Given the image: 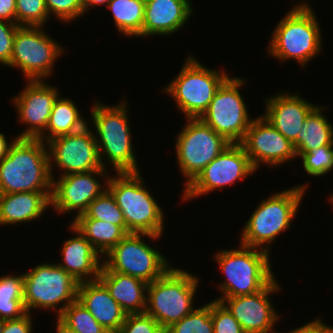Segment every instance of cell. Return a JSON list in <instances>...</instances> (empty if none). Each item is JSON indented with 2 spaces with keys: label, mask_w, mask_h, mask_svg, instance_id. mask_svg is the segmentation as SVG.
<instances>
[{
  "label": "cell",
  "mask_w": 333,
  "mask_h": 333,
  "mask_svg": "<svg viewBox=\"0 0 333 333\" xmlns=\"http://www.w3.org/2000/svg\"><path fill=\"white\" fill-rule=\"evenodd\" d=\"M0 19L16 23V0H0Z\"/></svg>",
  "instance_id": "obj_43"
},
{
  "label": "cell",
  "mask_w": 333,
  "mask_h": 333,
  "mask_svg": "<svg viewBox=\"0 0 333 333\" xmlns=\"http://www.w3.org/2000/svg\"><path fill=\"white\" fill-rule=\"evenodd\" d=\"M30 314L27 312L21 318L0 321V333H32L33 321Z\"/></svg>",
  "instance_id": "obj_40"
},
{
  "label": "cell",
  "mask_w": 333,
  "mask_h": 333,
  "mask_svg": "<svg viewBox=\"0 0 333 333\" xmlns=\"http://www.w3.org/2000/svg\"><path fill=\"white\" fill-rule=\"evenodd\" d=\"M19 25L0 19V64L9 65L15 33Z\"/></svg>",
  "instance_id": "obj_39"
},
{
  "label": "cell",
  "mask_w": 333,
  "mask_h": 333,
  "mask_svg": "<svg viewBox=\"0 0 333 333\" xmlns=\"http://www.w3.org/2000/svg\"><path fill=\"white\" fill-rule=\"evenodd\" d=\"M59 317L76 333H109L78 300L65 308Z\"/></svg>",
  "instance_id": "obj_32"
},
{
  "label": "cell",
  "mask_w": 333,
  "mask_h": 333,
  "mask_svg": "<svg viewBox=\"0 0 333 333\" xmlns=\"http://www.w3.org/2000/svg\"><path fill=\"white\" fill-rule=\"evenodd\" d=\"M325 105H317L305 118L297 135V154L299 158L309 150L323 146H333V125L323 114Z\"/></svg>",
  "instance_id": "obj_27"
},
{
  "label": "cell",
  "mask_w": 333,
  "mask_h": 333,
  "mask_svg": "<svg viewBox=\"0 0 333 333\" xmlns=\"http://www.w3.org/2000/svg\"><path fill=\"white\" fill-rule=\"evenodd\" d=\"M211 316L214 333H245L239 322L219 301L211 302Z\"/></svg>",
  "instance_id": "obj_37"
},
{
  "label": "cell",
  "mask_w": 333,
  "mask_h": 333,
  "mask_svg": "<svg viewBox=\"0 0 333 333\" xmlns=\"http://www.w3.org/2000/svg\"><path fill=\"white\" fill-rule=\"evenodd\" d=\"M307 185L293 186L263 199L246 221L240 244L270 252L276 238L290 229Z\"/></svg>",
  "instance_id": "obj_3"
},
{
  "label": "cell",
  "mask_w": 333,
  "mask_h": 333,
  "mask_svg": "<svg viewBox=\"0 0 333 333\" xmlns=\"http://www.w3.org/2000/svg\"><path fill=\"white\" fill-rule=\"evenodd\" d=\"M255 172L242 145L231 143L187 187H184L182 200L190 201L213 190H223Z\"/></svg>",
  "instance_id": "obj_14"
},
{
  "label": "cell",
  "mask_w": 333,
  "mask_h": 333,
  "mask_svg": "<svg viewBox=\"0 0 333 333\" xmlns=\"http://www.w3.org/2000/svg\"><path fill=\"white\" fill-rule=\"evenodd\" d=\"M26 313L23 301L0 300V321L18 319Z\"/></svg>",
  "instance_id": "obj_41"
},
{
  "label": "cell",
  "mask_w": 333,
  "mask_h": 333,
  "mask_svg": "<svg viewBox=\"0 0 333 333\" xmlns=\"http://www.w3.org/2000/svg\"><path fill=\"white\" fill-rule=\"evenodd\" d=\"M244 83L242 77L229 76L199 118L230 143H241L253 121L239 91Z\"/></svg>",
  "instance_id": "obj_13"
},
{
  "label": "cell",
  "mask_w": 333,
  "mask_h": 333,
  "mask_svg": "<svg viewBox=\"0 0 333 333\" xmlns=\"http://www.w3.org/2000/svg\"><path fill=\"white\" fill-rule=\"evenodd\" d=\"M25 89L12 98L17 119L27 125L18 138L38 139L46 130L53 105L59 97L56 87L44 80L27 81Z\"/></svg>",
  "instance_id": "obj_19"
},
{
  "label": "cell",
  "mask_w": 333,
  "mask_h": 333,
  "mask_svg": "<svg viewBox=\"0 0 333 333\" xmlns=\"http://www.w3.org/2000/svg\"><path fill=\"white\" fill-rule=\"evenodd\" d=\"M57 317L56 332L57 333H76L68 324H66L60 317Z\"/></svg>",
  "instance_id": "obj_46"
},
{
  "label": "cell",
  "mask_w": 333,
  "mask_h": 333,
  "mask_svg": "<svg viewBox=\"0 0 333 333\" xmlns=\"http://www.w3.org/2000/svg\"><path fill=\"white\" fill-rule=\"evenodd\" d=\"M121 102L109 106L97 101L91 108L100 162L105 169L108 162L115 173L140 172L133 150L127 101Z\"/></svg>",
  "instance_id": "obj_2"
},
{
  "label": "cell",
  "mask_w": 333,
  "mask_h": 333,
  "mask_svg": "<svg viewBox=\"0 0 333 333\" xmlns=\"http://www.w3.org/2000/svg\"><path fill=\"white\" fill-rule=\"evenodd\" d=\"M112 11L117 31L128 37H140L144 22V0H110L106 6Z\"/></svg>",
  "instance_id": "obj_29"
},
{
  "label": "cell",
  "mask_w": 333,
  "mask_h": 333,
  "mask_svg": "<svg viewBox=\"0 0 333 333\" xmlns=\"http://www.w3.org/2000/svg\"><path fill=\"white\" fill-rule=\"evenodd\" d=\"M328 200H330V203L333 205V193L331 194V196Z\"/></svg>",
  "instance_id": "obj_48"
},
{
  "label": "cell",
  "mask_w": 333,
  "mask_h": 333,
  "mask_svg": "<svg viewBox=\"0 0 333 333\" xmlns=\"http://www.w3.org/2000/svg\"><path fill=\"white\" fill-rule=\"evenodd\" d=\"M302 158L304 171L311 177L324 176L333 170V146H323L305 152Z\"/></svg>",
  "instance_id": "obj_34"
},
{
  "label": "cell",
  "mask_w": 333,
  "mask_h": 333,
  "mask_svg": "<svg viewBox=\"0 0 333 333\" xmlns=\"http://www.w3.org/2000/svg\"><path fill=\"white\" fill-rule=\"evenodd\" d=\"M71 224L78 229L102 257L127 235L119 225L88 218L84 213L72 219Z\"/></svg>",
  "instance_id": "obj_28"
},
{
  "label": "cell",
  "mask_w": 333,
  "mask_h": 333,
  "mask_svg": "<svg viewBox=\"0 0 333 333\" xmlns=\"http://www.w3.org/2000/svg\"><path fill=\"white\" fill-rule=\"evenodd\" d=\"M274 333H280L275 331ZM288 333H333V327L329 326L328 324L324 323L318 317L313 321H309L298 328H294Z\"/></svg>",
  "instance_id": "obj_42"
},
{
  "label": "cell",
  "mask_w": 333,
  "mask_h": 333,
  "mask_svg": "<svg viewBox=\"0 0 333 333\" xmlns=\"http://www.w3.org/2000/svg\"><path fill=\"white\" fill-rule=\"evenodd\" d=\"M240 144L256 171L262 164L277 167L298 158L294 143L285 138L262 115L253 118Z\"/></svg>",
  "instance_id": "obj_17"
},
{
  "label": "cell",
  "mask_w": 333,
  "mask_h": 333,
  "mask_svg": "<svg viewBox=\"0 0 333 333\" xmlns=\"http://www.w3.org/2000/svg\"><path fill=\"white\" fill-rule=\"evenodd\" d=\"M270 253L239 243L238 249H222L213 256L224 274L225 280L218 285L222 296L231 298L261 291L274 279Z\"/></svg>",
  "instance_id": "obj_4"
},
{
  "label": "cell",
  "mask_w": 333,
  "mask_h": 333,
  "mask_svg": "<svg viewBox=\"0 0 333 333\" xmlns=\"http://www.w3.org/2000/svg\"><path fill=\"white\" fill-rule=\"evenodd\" d=\"M52 191L0 194V225H16L41 219L51 206Z\"/></svg>",
  "instance_id": "obj_24"
},
{
  "label": "cell",
  "mask_w": 333,
  "mask_h": 333,
  "mask_svg": "<svg viewBox=\"0 0 333 333\" xmlns=\"http://www.w3.org/2000/svg\"><path fill=\"white\" fill-rule=\"evenodd\" d=\"M227 71L204 67L192 55H188L179 74L163 93L175 100L176 107L186 119L200 118L206 111L215 93L229 77Z\"/></svg>",
  "instance_id": "obj_8"
},
{
  "label": "cell",
  "mask_w": 333,
  "mask_h": 333,
  "mask_svg": "<svg viewBox=\"0 0 333 333\" xmlns=\"http://www.w3.org/2000/svg\"><path fill=\"white\" fill-rule=\"evenodd\" d=\"M302 0L300 1V3H296L295 6H293V8H311V6L307 3V2H302Z\"/></svg>",
  "instance_id": "obj_47"
},
{
  "label": "cell",
  "mask_w": 333,
  "mask_h": 333,
  "mask_svg": "<svg viewBox=\"0 0 333 333\" xmlns=\"http://www.w3.org/2000/svg\"><path fill=\"white\" fill-rule=\"evenodd\" d=\"M47 147L52 179L56 166L61 171L59 176L105 169L100 162L94 129L89 124L75 133L49 140Z\"/></svg>",
  "instance_id": "obj_15"
},
{
  "label": "cell",
  "mask_w": 333,
  "mask_h": 333,
  "mask_svg": "<svg viewBox=\"0 0 333 333\" xmlns=\"http://www.w3.org/2000/svg\"><path fill=\"white\" fill-rule=\"evenodd\" d=\"M98 279L126 314L145 312L147 282L119 272H100Z\"/></svg>",
  "instance_id": "obj_25"
},
{
  "label": "cell",
  "mask_w": 333,
  "mask_h": 333,
  "mask_svg": "<svg viewBox=\"0 0 333 333\" xmlns=\"http://www.w3.org/2000/svg\"><path fill=\"white\" fill-rule=\"evenodd\" d=\"M165 333H214L211 302L195 308L179 322L170 326Z\"/></svg>",
  "instance_id": "obj_31"
},
{
  "label": "cell",
  "mask_w": 333,
  "mask_h": 333,
  "mask_svg": "<svg viewBox=\"0 0 333 333\" xmlns=\"http://www.w3.org/2000/svg\"><path fill=\"white\" fill-rule=\"evenodd\" d=\"M49 17L54 16L64 24L72 23L75 19L84 15L82 0H45Z\"/></svg>",
  "instance_id": "obj_35"
},
{
  "label": "cell",
  "mask_w": 333,
  "mask_h": 333,
  "mask_svg": "<svg viewBox=\"0 0 333 333\" xmlns=\"http://www.w3.org/2000/svg\"><path fill=\"white\" fill-rule=\"evenodd\" d=\"M140 172L115 173L107 190L121 208L129 233L163 234L164 212L144 184Z\"/></svg>",
  "instance_id": "obj_5"
},
{
  "label": "cell",
  "mask_w": 333,
  "mask_h": 333,
  "mask_svg": "<svg viewBox=\"0 0 333 333\" xmlns=\"http://www.w3.org/2000/svg\"><path fill=\"white\" fill-rule=\"evenodd\" d=\"M192 7L190 0L145 1L141 37L152 35L168 37L180 31L194 13Z\"/></svg>",
  "instance_id": "obj_21"
},
{
  "label": "cell",
  "mask_w": 333,
  "mask_h": 333,
  "mask_svg": "<svg viewBox=\"0 0 333 333\" xmlns=\"http://www.w3.org/2000/svg\"><path fill=\"white\" fill-rule=\"evenodd\" d=\"M69 227L77 236L63 242L62 263L56 264L79 283L98 279L103 257L71 223Z\"/></svg>",
  "instance_id": "obj_22"
},
{
  "label": "cell",
  "mask_w": 333,
  "mask_h": 333,
  "mask_svg": "<svg viewBox=\"0 0 333 333\" xmlns=\"http://www.w3.org/2000/svg\"><path fill=\"white\" fill-rule=\"evenodd\" d=\"M77 300L109 333H117L127 316L99 279L79 283Z\"/></svg>",
  "instance_id": "obj_23"
},
{
  "label": "cell",
  "mask_w": 333,
  "mask_h": 333,
  "mask_svg": "<svg viewBox=\"0 0 333 333\" xmlns=\"http://www.w3.org/2000/svg\"><path fill=\"white\" fill-rule=\"evenodd\" d=\"M109 2H110V0H82V4H83L85 13H88V11H89V9H91V7H95L98 5L107 6V4Z\"/></svg>",
  "instance_id": "obj_45"
},
{
  "label": "cell",
  "mask_w": 333,
  "mask_h": 333,
  "mask_svg": "<svg viewBox=\"0 0 333 333\" xmlns=\"http://www.w3.org/2000/svg\"><path fill=\"white\" fill-rule=\"evenodd\" d=\"M49 20L45 0H16V24L43 26Z\"/></svg>",
  "instance_id": "obj_33"
},
{
  "label": "cell",
  "mask_w": 333,
  "mask_h": 333,
  "mask_svg": "<svg viewBox=\"0 0 333 333\" xmlns=\"http://www.w3.org/2000/svg\"><path fill=\"white\" fill-rule=\"evenodd\" d=\"M281 285L276 278L261 291L250 295L231 298H218L239 322L245 333H274L275 324L280 315L275 311L270 296L281 291Z\"/></svg>",
  "instance_id": "obj_18"
},
{
  "label": "cell",
  "mask_w": 333,
  "mask_h": 333,
  "mask_svg": "<svg viewBox=\"0 0 333 333\" xmlns=\"http://www.w3.org/2000/svg\"><path fill=\"white\" fill-rule=\"evenodd\" d=\"M186 121L175 140L176 159L186 179L185 187L231 144L199 118Z\"/></svg>",
  "instance_id": "obj_12"
},
{
  "label": "cell",
  "mask_w": 333,
  "mask_h": 333,
  "mask_svg": "<svg viewBox=\"0 0 333 333\" xmlns=\"http://www.w3.org/2000/svg\"><path fill=\"white\" fill-rule=\"evenodd\" d=\"M91 122L82 116L71 98L58 97L55 101L45 132L38 138L47 143L49 140L75 133Z\"/></svg>",
  "instance_id": "obj_26"
},
{
  "label": "cell",
  "mask_w": 333,
  "mask_h": 333,
  "mask_svg": "<svg viewBox=\"0 0 333 333\" xmlns=\"http://www.w3.org/2000/svg\"><path fill=\"white\" fill-rule=\"evenodd\" d=\"M199 283L197 276L171 265L160 278L148 283L145 313L166 331L195 309Z\"/></svg>",
  "instance_id": "obj_7"
},
{
  "label": "cell",
  "mask_w": 333,
  "mask_h": 333,
  "mask_svg": "<svg viewBox=\"0 0 333 333\" xmlns=\"http://www.w3.org/2000/svg\"><path fill=\"white\" fill-rule=\"evenodd\" d=\"M294 93L282 91L266 98L262 116L297 147V135L305 118L317 105L303 99L297 92Z\"/></svg>",
  "instance_id": "obj_20"
},
{
  "label": "cell",
  "mask_w": 333,
  "mask_h": 333,
  "mask_svg": "<svg viewBox=\"0 0 333 333\" xmlns=\"http://www.w3.org/2000/svg\"><path fill=\"white\" fill-rule=\"evenodd\" d=\"M78 285L79 282L56 263L37 265L23 273L25 310L31 313V309L36 308L53 309L59 317L65 308L77 300Z\"/></svg>",
  "instance_id": "obj_9"
},
{
  "label": "cell",
  "mask_w": 333,
  "mask_h": 333,
  "mask_svg": "<svg viewBox=\"0 0 333 333\" xmlns=\"http://www.w3.org/2000/svg\"><path fill=\"white\" fill-rule=\"evenodd\" d=\"M289 11L272 32L268 55L283 62L293 59L305 67L322 51L320 23L312 7H291Z\"/></svg>",
  "instance_id": "obj_6"
},
{
  "label": "cell",
  "mask_w": 333,
  "mask_h": 333,
  "mask_svg": "<svg viewBox=\"0 0 333 333\" xmlns=\"http://www.w3.org/2000/svg\"><path fill=\"white\" fill-rule=\"evenodd\" d=\"M43 26H19L8 67L21 69L26 81L51 77L55 62L65 52L62 45L42 30Z\"/></svg>",
  "instance_id": "obj_11"
},
{
  "label": "cell",
  "mask_w": 333,
  "mask_h": 333,
  "mask_svg": "<svg viewBox=\"0 0 333 333\" xmlns=\"http://www.w3.org/2000/svg\"><path fill=\"white\" fill-rule=\"evenodd\" d=\"M23 274L0 276V300L23 301Z\"/></svg>",
  "instance_id": "obj_38"
},
{
  "label": "cell",
  "mask_w": 333,
  "mask_h": 333,
  "mask_svg": "<svg viewBox=\"0 0 333 333\" xmlns=\"http://www.w3.org/2000/svg\"><path fill=\"white\" fill-rule=\"evenodd\" d=\"M110 174L108 169H98L85 173H73L58 177L52 182L51 208L63 215L75 211L77 217L83 214L89 204L107 190ZM98 177L104 178V184ZM104 186V187H103ZM68 212V213H67Z\"/></svg>",
  "instance_id": "obj_16"
},
{
  "label": "cell",
  "mask_w": 333,
  "mask_h": 333,
  "mask_svg": "<svg viewBox=\"0 0 333 333\" xmlns=\"http://www.w3.org/2000/svg\"><path fill=\"white\" fill-rule=\"evenodd\" d=\"M16 136L10 143H8L7 138L3 133L0 132V161L8 154L10 146L17 139Z\"/></svg>",
  "instance_id": "obj_44"
},
{
  "label": "cell",
  "mask_w": 333,
  "mask_h": 333,
  "mask_svg": "<svg viewBox=\"0 0 333 333\" xmlns=\"http://www.w3.org/2000/svg\"><path fill=\"white\" fill-rule=\"evenodd\" d=\"M47 143L17 138L0 161V194L52 191Z\"/></svg>",
  "instance_id": "obj_1"
},
{
  "label": "cell",
  "mask_w": 333,
  "mask_h": 333,
  "mask_svg": "<svg viewBox=\"0 0 333 333\" xmlns=\"http://www.w3.org/2000/svg\"><path fill=\"white\" fill-rule=\"evenodd\" d=\"M157 240L160 236L129 233L104 257L100 272H119L147 283L160 278L171 266L160 250L146 244L144 238Z\"/></svg>",
  "instance_id": "obj_10"
},
{
  "label": "cell",
  "mask_w": 333,
  "mask_h": 333,
  "mask_svg": "<svg viewBox=\"0 0 333 333\" xmlns=\"http://www.w3.org/2000/svg\"><path fill=\"white\" fill-rule=\"evenodd\" d=\"M117 333H165L159 323L144 313L127 314Z\"/></svg>",
  "instance_id": "obj_36"
},
{
  "label": "cell",
  "mask_w": 333,
  "mask_h": 333,
  "mask_svg": "<svg viewBox=\"0 0 333 333\" xmlns=\"http://www.w3.org/2000/svg\"><path fill=\"white\" fill-rule=\"evenodd\" d=\"M84 214L91 219L107 221L114 225H119L127 233L123 212L108 190L96 197L89 204Z\"/></svg>",
  "instance_id": "obj_30"
}]
</instances>
